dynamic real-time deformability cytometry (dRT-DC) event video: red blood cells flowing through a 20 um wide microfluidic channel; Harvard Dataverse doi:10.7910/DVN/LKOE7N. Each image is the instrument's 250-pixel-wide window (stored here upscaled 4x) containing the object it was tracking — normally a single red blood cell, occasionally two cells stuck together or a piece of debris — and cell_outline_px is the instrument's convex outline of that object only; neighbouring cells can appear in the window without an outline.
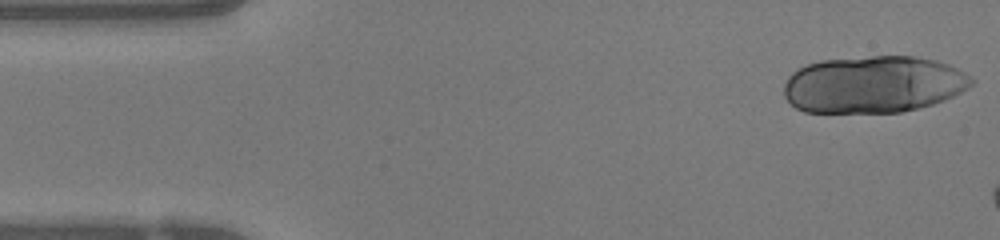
{"species": "human", "species_latin": "Homo sapiens", "temperature_condition": "warm", "stored_images_in_passage": 7, "camera_frame_rate_fps": 3000, "um_per_image_px": 0.085, "donor": {"sex": "female"}, "frame": {"image": 1, "passage_image": 1, "time_ms": 0.0, "image_size_px": [1000, 240], "cell_outline_px": [[976, 80], [968, 88], [944, 100], [932, 104], [900, 112], [804, 112], [796, 108], [784, 96], [784, 84], [788, 76], [792, 72], [808, 64], [820, 60], [872, 56], [912, 56], [936, 60], [948, 64], [956, 68]], "centroid_in_image_um": [74.23, 7.17], "position_along_channel_um": 10.8, "area_um2": 62.25}}